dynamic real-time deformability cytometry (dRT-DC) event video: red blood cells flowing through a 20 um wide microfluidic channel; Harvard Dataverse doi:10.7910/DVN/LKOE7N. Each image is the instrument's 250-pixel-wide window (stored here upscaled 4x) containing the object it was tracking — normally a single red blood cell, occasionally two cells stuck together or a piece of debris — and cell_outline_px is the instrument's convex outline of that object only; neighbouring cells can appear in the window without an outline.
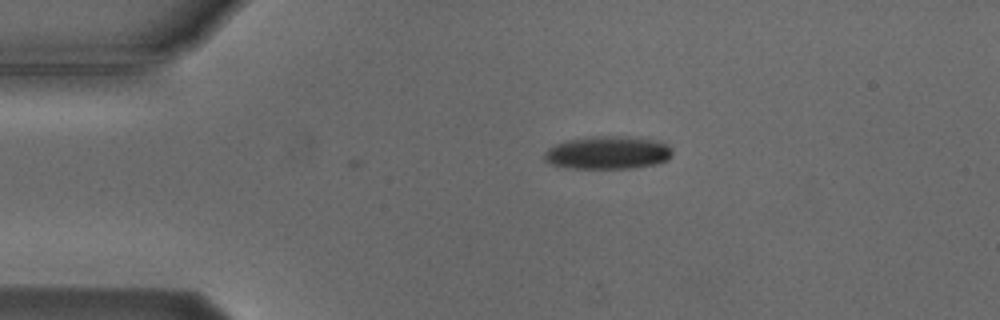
{"species": "Egyptian fruit bat (a non-hibernating species)", "species_latin": "Rousettus aegyptiacus", "temperature_condition": "cold", "stored_images_in_passage": 4, "camera_frame_rate_fps": 3000, "um_per_image_px": 0.085, "animal": {"sex": "male"}, "frame": {"image": 1, "passage_image": 4, "time_ms": 4.333, "image_size_px": [1000, 320], "cell_outline_px": [[672, 156], [668, 160], [656, 164], [632, 168], [564, 168], [548, 164], [544, 160], [544, 152], [548, 148], [556, 144], [568, 140], [592, 136], [616, 136], [652, 140], [668, 144], [672, 148]], "centroid_in_image_um": [51.63, 12.99], "position_along_channel_um": 33.4, "area_um2": 24.68}}